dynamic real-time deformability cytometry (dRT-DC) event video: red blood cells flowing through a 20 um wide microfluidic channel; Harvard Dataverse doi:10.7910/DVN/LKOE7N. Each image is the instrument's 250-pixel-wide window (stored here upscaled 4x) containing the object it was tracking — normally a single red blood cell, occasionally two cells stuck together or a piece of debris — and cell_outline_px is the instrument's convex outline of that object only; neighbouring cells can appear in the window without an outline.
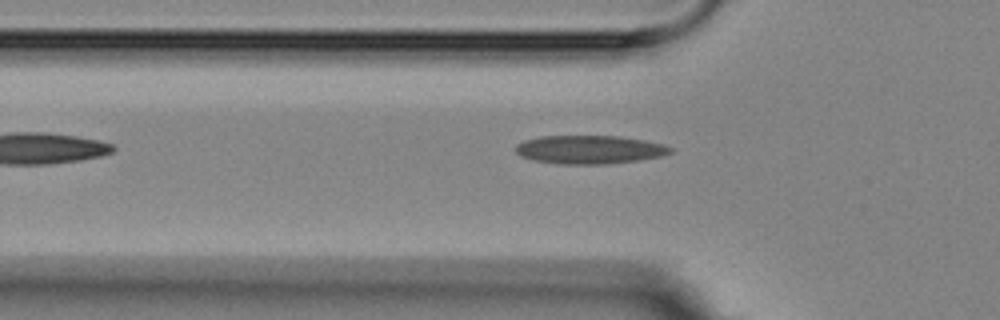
{"species": "Egyptian fruit bat (a non-hibernating species)", "species_latin": "Rousettus aegyptiacus", "temperature_condition": "room temperature", "stored_images_in_passage": 14, "camera_frame_rate_fps": 3000, "um_per_image_px": 0.085, "animal": {"sex": "female"}, "frame": {"image": 1, "passage_image": 3, "time_ms": 3.333, "image_size_px": [1000, 320], "cell_outline_px": [[672, 152], [660, 156], [636, 160], [604, 164], [556, 164], [532, 160], [520, 156], [516, 152], [516, 144], [524, 140], [540, 136], [616, 136], [644, 140], [664, 144], [672, 148]], "centroid_in_image_um": [50.06, 12.71], "position_along_channel_um": 75.7, "area_um2": 25.61}}
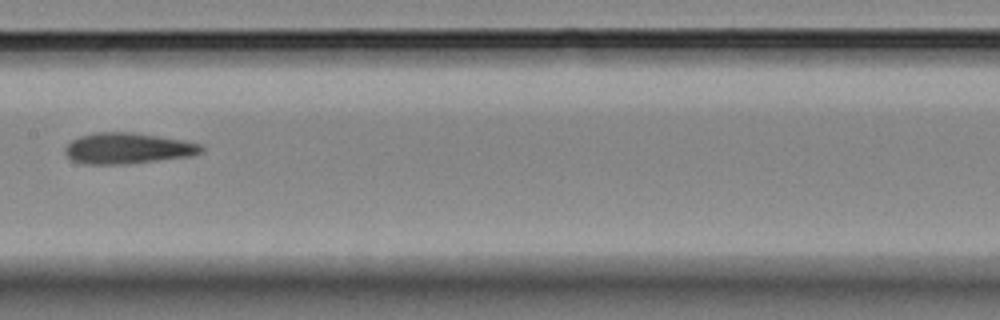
{"frame": {"image": 2, "passage_image": 6, "time_ms": 6.667, "image_size_px": [1000, 320], "cell_outline_px": [[204, 152], [192, 156], [132, 164], [80, 164], [72, 160], [64, 152], [64, 148], [72, 140], [80, 136], [96, 132], [132, 132], [180, 140], [200, 144], [204, 148]], "centroid_in_image_um": [10.85, 12.62], "position_along_channel_um": 196.6, "area_um2": 24.68}}
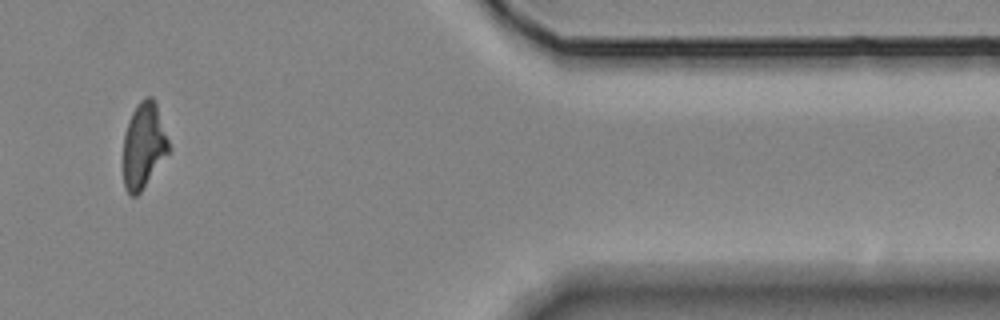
{"frame": {"image": 3, "passage_image": 12, "time_ms": 13.333, "image_size_px": [1000, 320], "cell_outline_px": [[172, 148], [140, 192], [136, 196], [132, 196], [124, 188], [124, 132], [128, 120], [136, 104], [144, 96], [152, 96], [156, 104]], "centroid_in_image_um": [12.22, 12.33], "position_along_channel_um": 399.2, "area_um2": 22.77}}